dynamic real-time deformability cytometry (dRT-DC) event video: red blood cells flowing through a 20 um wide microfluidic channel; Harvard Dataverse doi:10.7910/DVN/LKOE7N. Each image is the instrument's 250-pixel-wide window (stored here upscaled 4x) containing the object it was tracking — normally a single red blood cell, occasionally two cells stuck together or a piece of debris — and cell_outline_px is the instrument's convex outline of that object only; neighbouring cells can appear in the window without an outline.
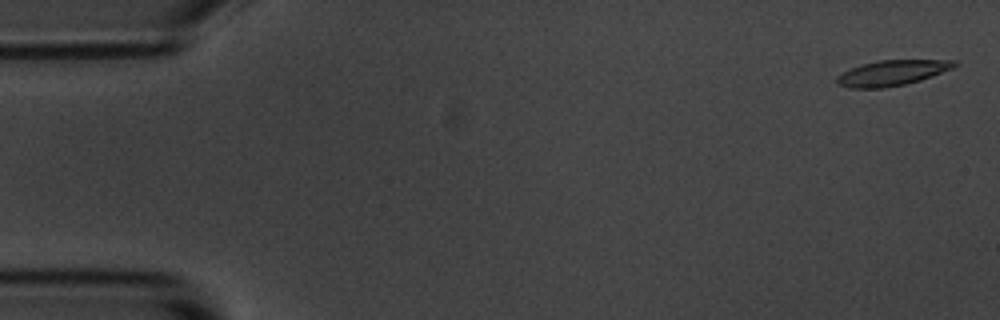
{"species": "common noctule bat (a hibernating species)", "species_latin": "Nyctalus noctula", "temperature_condition": "room temperature", "stored_images_in_passage": 5, "camera_frame_rate_fps": 3000, "um_per_image_px": 0.085, "animal": {"sex": "male", "body_mass_g": 20.1, "forearm_length_mm": 53.5}, "frame": {"image": 1, "passage_image": 1, "time_ms": 0.0, "image_size_px": [1000, 320], "cell_outline_px": [[956, 64], [952, 68], [932, 76], [920, 80], [904, 84], [884, 88], [848, 88], [836, 84], [836, 76], [860, 64], [880, 60], [956, 60]], "centroid_in_image_um": [75.78, 6.2], "position_along_channel_um": 9.2, "area_um2": 17.28}}
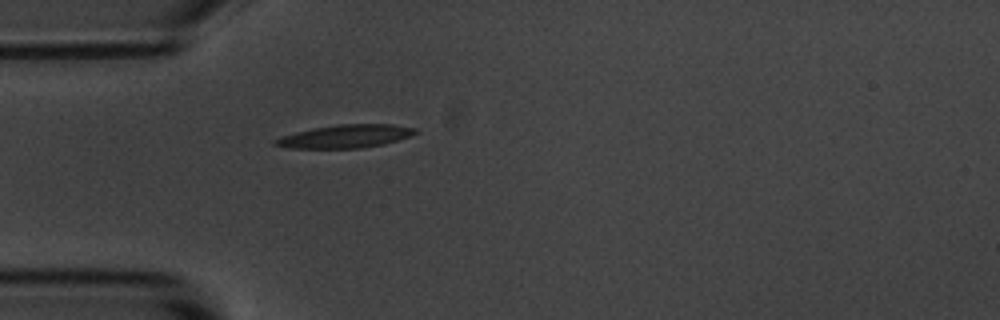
{"frame": {"image": 2, "passage_image": 5, "time_ms": 1.333, "image_size_px": [1000, 320], "cell_outline_px": [[420, 132], [384, 144], [364, 148], [292, 148], [272, 144], [272, 140], [280, 136], [312, 128], [336, 124], [392, 124], [416, 128]], "centroid_in_image_um": [29.34, 11.58], "position_along_channel_um": 55.7, "area_um2": 18.96}}